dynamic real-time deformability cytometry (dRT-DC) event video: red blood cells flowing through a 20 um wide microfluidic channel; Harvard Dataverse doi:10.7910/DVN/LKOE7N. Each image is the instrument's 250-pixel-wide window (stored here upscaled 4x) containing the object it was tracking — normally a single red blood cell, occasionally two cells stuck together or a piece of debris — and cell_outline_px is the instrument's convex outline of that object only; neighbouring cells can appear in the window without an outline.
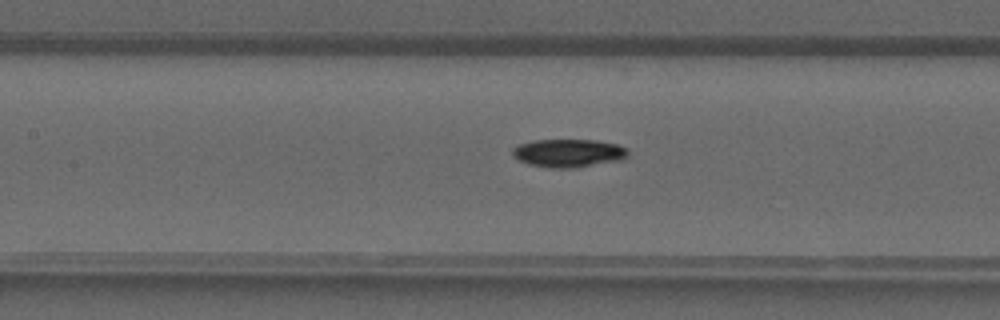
{"species": "common noctule bat (a hibernating species)", "species_latin": "Nyctalus noctula", "temperature_condition": "warm", "stored_images_in_passage": 41, "camera_frame_rate_fps": 3000, "um_per_image_px": 0.085, "animal": {"sex": "male", "forearm_length_mm": 52.5}, "frame": {"image": 1, "passage_image": 19, "time_ms": 6.0, "image_size_px": [1000, 320], "cell_outline_px": [[628, 156], [620, 160], [576, 168], [548, 168], [528, 164], [520, 160], [512, 152], [512, 148], [520, 144], [536, 140], [596, 140], [616, 144], [628, 148]], "centroid_in_image_um": [48.35, 13.02], "position_along_channel_um": 159.0, "area_um2": 18.9}}
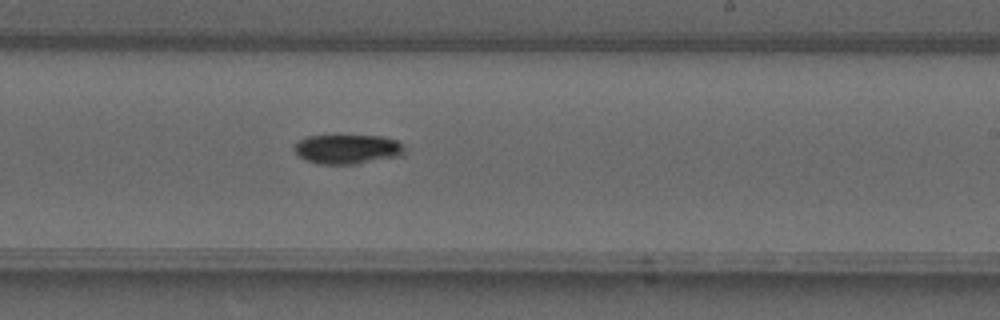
{"frame": {"image": 2, "passage_image": 25, "time_ms": 8.0, "image_size_px": [1000, 320], "cell_outline_px": [[404, 156], [356, 164], [316, 164], [304, 160], [292, 148], [300, 140], [308, 136], [380, 136], [396, 140], [404, 148]], "centroid_in_image_um": [29.54, 12.7], "position_along_channel_um": 259.5, "area_um2": 18.96}}
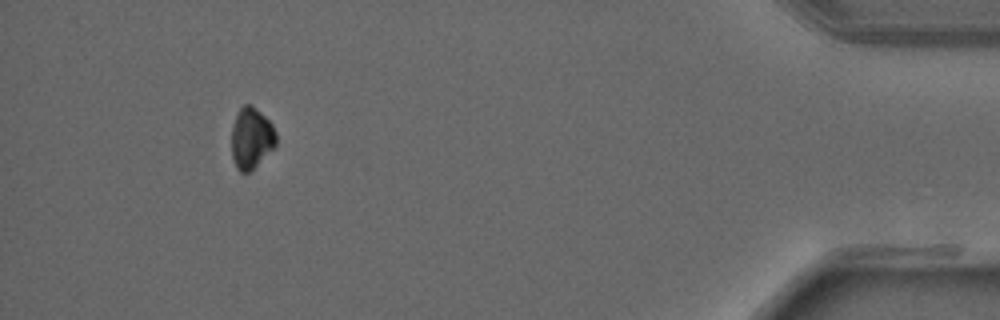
{"frame": {"image": 3, "passage_image": 38, "time_ms": 12.333, "image_size_px": [1000, 320], "cell_outline_px": [[276, 144], [248, 172], [240, 172], [236, 168], [232, 156], [232, 128], [236, 116], [240, 108], [244, 104], [252, 104], [272, 124], [276, 132]], "centroid_in_image_um": [21.35, 11.71], "position_along_channel_um": 413.9, "area_um2": 15.49}}